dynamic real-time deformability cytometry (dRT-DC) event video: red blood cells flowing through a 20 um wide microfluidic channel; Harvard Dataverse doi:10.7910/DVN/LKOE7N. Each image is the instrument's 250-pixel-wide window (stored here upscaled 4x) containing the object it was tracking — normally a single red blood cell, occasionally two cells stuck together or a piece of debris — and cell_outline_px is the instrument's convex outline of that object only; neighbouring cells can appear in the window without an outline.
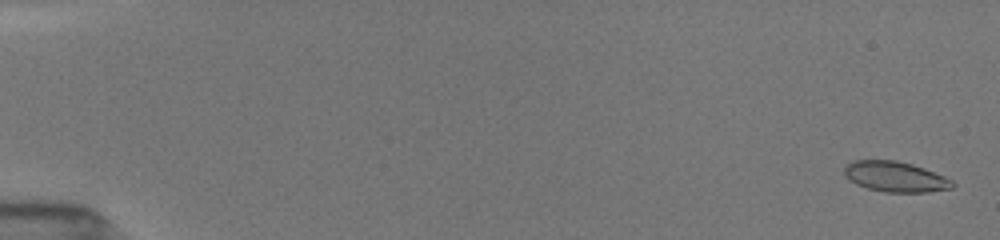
{"species": "common noctule bat (a hibernating species)", "species_latin": "Nyctalus noctula", "temperature_condition": "room temperature", "stored_images_in_passage": 39, "camera_frame_rate_fps": 3000, "um_per_image_px": 0.085, "animal": {"sex": "female", "body_mass_g": 19.5, "forearm_length_mm": 54.1}, "frame": {"image": 1, "passage_image": 2, "time_ms": 0.333, "image_size_px": [1000, 240], "cell_outline_px": [[956, 184], [952, 188], [928, 192], [884, 192], [868, 188], [856, 184], [848, 180], [844, 176], [844, 168], [848, 164], [856, 160], [896, 160], [912, 164], [924, 168], [944, 176], [952, 180]], "centroid_in_image_um": [76.1, 15.02], "position_along_channel_um": 8.9, "area_um2": 19.19}}
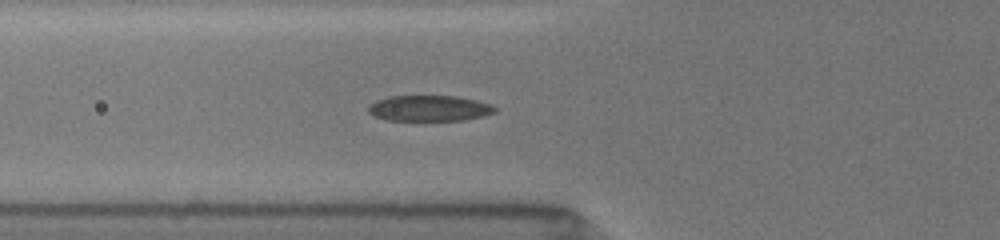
{"frame": {"image": 2, "passage_image": 16, "time_ms": 6.667, "image_size_px": [1000, 240], "cell_outline_px": [[496, 112], [484, 116], [464, 120], [384, 120], [368, 112], [368, 108], [376, 100], [388, 96], [456, 96], [476, 100], [492, 104], [496, 108]], "centroid_in_image_um": [36.52, 9.2], "position_along_channel_um": 89.3, "area_um2": 19.02}}
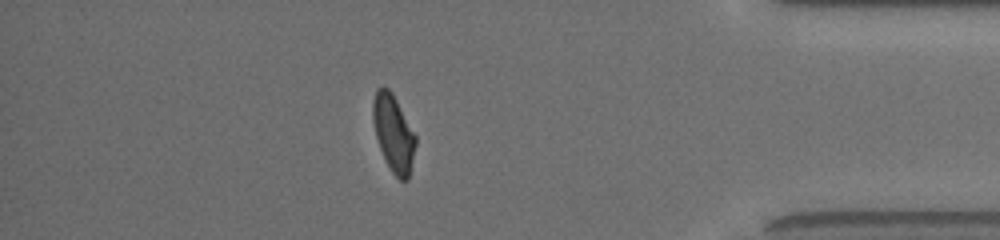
{"frame": {"image": 3, "passage_image": 34, "time_ms": 15.333, "image_size_px": [1000, 240], "cell_outline_px": [[416, 144], [408, 180], [400, 180], [392, 172], [380, 148], [376, 136], [372, 120], [372, 104], [376, 88], [388, 88], [392, 92], [416, 136]], "centroid_in_image_um": [33.44, 11.31], "position_along_channel_um": 401.8, "area_um2": 18.84}, "authors_computed_cell_mechanics": {"area_um2": 19.4786, "velocity_mm_per_s": 3.9597, "shape_relaxation_time_tau1_ms": 5.0692, "shape_relaxation_time_tau2_ms": 1.3187, "deformation_change_tau1": 0.1895, "deformation_change_tau2": 0.0681}}